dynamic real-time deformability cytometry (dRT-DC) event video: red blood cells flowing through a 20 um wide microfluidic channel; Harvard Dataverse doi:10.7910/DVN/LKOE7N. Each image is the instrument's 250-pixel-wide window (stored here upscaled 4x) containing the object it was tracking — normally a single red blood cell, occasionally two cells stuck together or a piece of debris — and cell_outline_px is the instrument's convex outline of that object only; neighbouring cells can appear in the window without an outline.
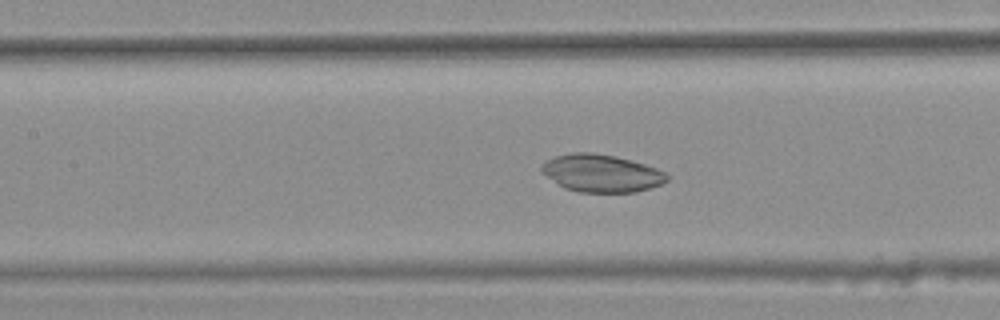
{"species": "common noctule bat (a hibernating species)", "species_latin": "Nyctalus noctula", "temperature_condition": "warm", "stored_images_in_passage": 39, "camera_frame_rate_fps": 3000, "um_per_image_px": 0.085, "animal": {"sex": "female", "body_mass_g": 25.1}, "frame": {"image": 1, "passage_image": 18, "time_ms": 5.667, "image_size_px": [1000, 320], "cell_outline_px": [[668, 180], [660, 184], [636, 192], [580, 192], [564, 188], [540, 172], [540, 164], [556, 156], [572, 152], [592, 152], [616, 156], [644, 164], [656, 168], [664, 172], [668, 176]], "centroid_in_image_um": [51.08, 14.72], "position_along_channel_um": 156.3, "area_um2": 27.4}}
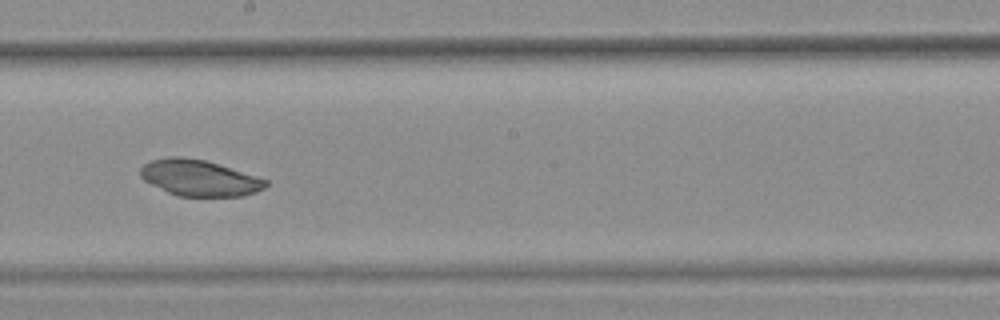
{"frame": {"image": 2, "passage_image": 24, "time_ms": 7.667, "image_size_px": [1000, 320], "cell_outline_px": [[268, 184], [264, 188], [256, 192], [244, 196], [180, 196], [168, 192], [144, 180], [140, 176], [140, 168], [144, 164], [152, 160], [168, 156], [180, 156], [204, 160], [256, 176], [268, 180]], "centroid_in_image_um": [16.94, 15.12], "position_along_channel_um": 231.3, "area_um2": 26.13}}
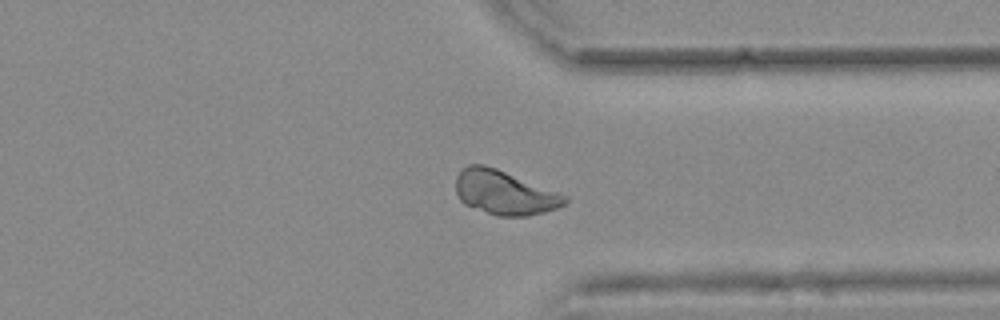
{"frame": {"image": 3, "passage_image": 35, "time_ms": 11.333, "image_size_px": [1000, 320], "cell_outline_px": [[568, 200], [564, 204], [556, 208], [544, 212], [528, 216], [496, 216], [464, 204], [460, 200], [456, 192], [456, 176], [460, 168], [468, 164], [484, 164], [496, 168], [568, 196]], "centroid_in_image_um": [42.84, 16.36], "position_along_channel_um": 368.6, "area_um2": 28.09}}